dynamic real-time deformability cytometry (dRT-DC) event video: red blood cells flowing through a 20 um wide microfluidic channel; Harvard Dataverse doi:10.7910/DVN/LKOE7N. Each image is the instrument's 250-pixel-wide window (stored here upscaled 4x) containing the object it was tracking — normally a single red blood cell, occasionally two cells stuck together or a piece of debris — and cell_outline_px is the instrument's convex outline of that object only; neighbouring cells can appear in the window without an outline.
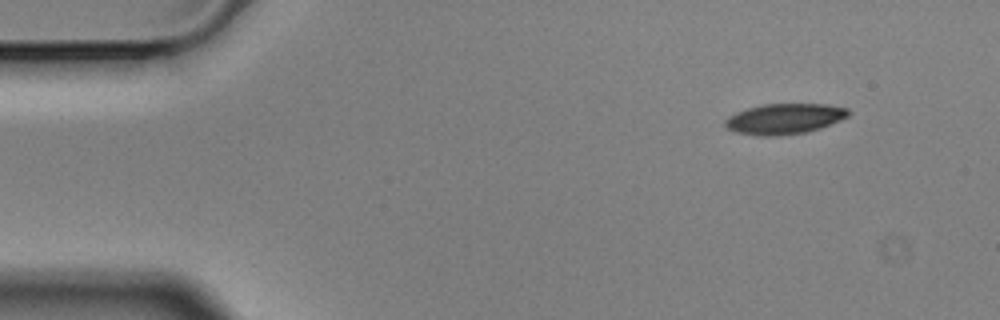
{"species": "Egyptian fruit bat (a non-hibernating species)", "species_latin": "Rousettus aegyptiacus", "temperature_condition": "cold", "stored_images_in_passage": 5, "camera_frame_rate_fps": 3000, "um_per_image_px": 0.085, "animal": {"sex": "male"}, "frame": {"image": 1, "passage_image": 1, "time_ms": 0.0, "image_size_px": [1000, 320], "cell_outline_px": [[848, 116], [840, 120], [820, 128], [804, 132], [776, 136], [760, 136], [736, 132], [728, 128], [724, 124], [724, 120], [728, 116], [736, 112], [748, 108], [764, 104], [828, 104], [848, 108]], "centroid_in_image_um": [66.66, 10.09], "position_along_channel_um": 18.3, "area_um2": 21.79}}
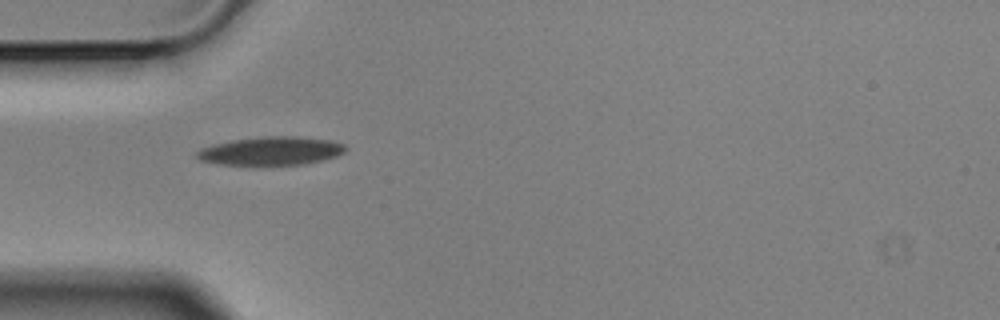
{"frame": {"image": 2, "passage_image": 4, "time_ms": 1.0, "image_size_px": [1000, 320], "cell_outline_px": [[344, 152], [336, 156], [324, 160], [304, 164], [220, 164], [200, 160], [196, 156], [196, 152], [200, 148], [212, 144], [232, 140], [260, 136], [296, 136], [328, 140], [344, 144]], "centroid_in_image_um": [23.01, 12.81], "position_along_channel_um": 62.0, "area_um2": 24.39}}
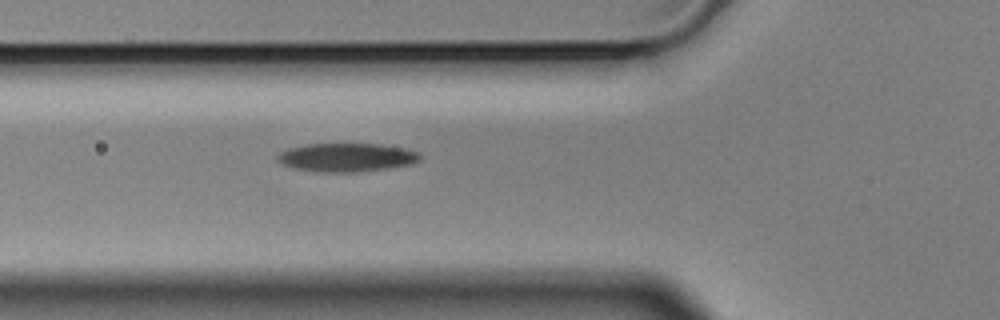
{"frame": {"image": 3, "passage_image": 5, "time_ms": 1.333, "image_size_px": [1000, 320], "cell_outline_px": [[420, 160], [412, 164], [388, 168], [356, 172], [320, 172], [292, 168], [280, 164], [276, 160], [276, 156], [280, 152], [288, 148], [304, 144], [380, 144], [404, 148], [420, 152]], "centroid_in_image_um": [29.43, 13.38], "position_along_channel_um": 96.4, "area_um2": 23.93}}